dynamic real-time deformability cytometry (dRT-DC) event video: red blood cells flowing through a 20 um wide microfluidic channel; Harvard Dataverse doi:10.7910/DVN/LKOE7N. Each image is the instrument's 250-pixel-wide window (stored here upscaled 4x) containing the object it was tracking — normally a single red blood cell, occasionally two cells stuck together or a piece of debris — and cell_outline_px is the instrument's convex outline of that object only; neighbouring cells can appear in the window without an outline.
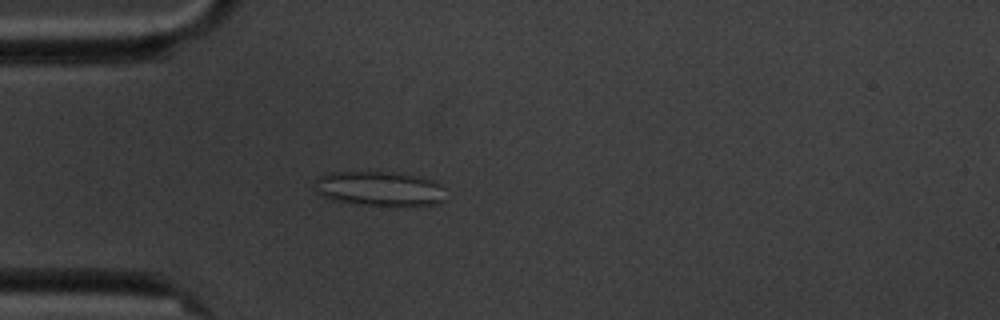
{"species": "common noctule bat (a hibernating species)", "species_latin": "Nyctalus noctula", "temperature_condition": "cold", "stored_images_in_passage": 4, "camera_frame_rate_fps": 3000, "um_per_image_px": 0.085, "animal": {"sex": "male", "body_mass_g": 20.1, "forearm_length_mm": 53.5}, "frame": {"image": 1, "passage_image": 3, "time_ms": 2.333, "image_size_px": [1000, 320], "cell_outline_px": [[444, 200], [440, 204], [396, 208], [392, 208], [356, 204], [332, 200], [320, 196], [316, 192], [316, 180], [320, 176], [328, 172], [392, 172], [420, 176], [432, 180], [440, 184]], "centroid_in_image_um": [32.27, 16.08], "position_along_channel_um": 52.7, "area_um2": 27.28}}